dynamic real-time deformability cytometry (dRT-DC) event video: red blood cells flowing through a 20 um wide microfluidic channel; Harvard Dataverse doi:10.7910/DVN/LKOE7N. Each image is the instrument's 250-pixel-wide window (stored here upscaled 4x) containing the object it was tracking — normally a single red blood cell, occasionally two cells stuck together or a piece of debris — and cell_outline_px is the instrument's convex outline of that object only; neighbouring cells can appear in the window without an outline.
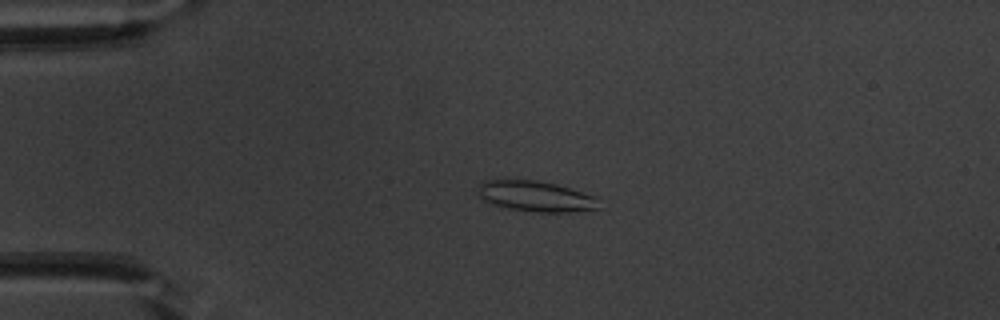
{"species": "common noctule bat (a hibernating species)", "species_latin": "Nyctalus noctula", "temperature_condition": "warm", "stored_images_in_passage": 53, "camera_frame_rate_fps": 3000, "um_per_image_px": 0.085, "animal": {"sex": "male", "body_mass_g": 20.1, "forearm_length_mm": 53.5}, "frame": {"image": 1, "passage_image": 12, "time_ms": 3.667, "image_size_px": [1000, 320], "cell_outline_px": [[600, 208], [572, 212], [540, 212], [508, 208], [492, 204], [484, 200], [476, 192], [480, 184], [484, 180], [536, 180], [556, 184], [596, 196]], "centroid_in_image_um": [45.54, 16.68], "position_along_channel_um": 39.5, "area_um2": 21.5}}
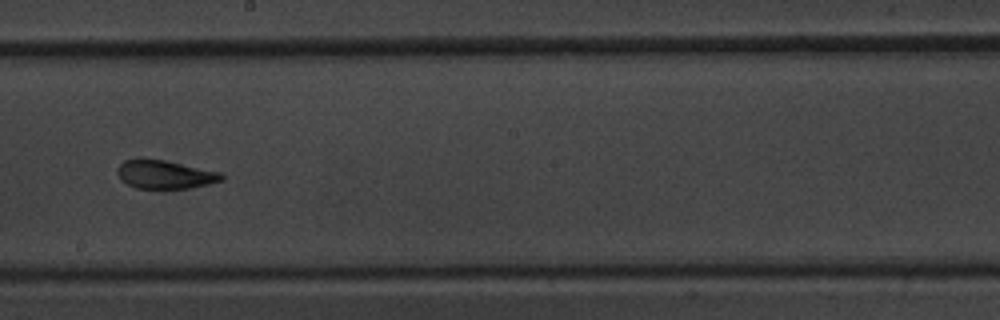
{"frame": {"image": 2, "passage_image": 30, "time_ms": 9.667, "image_size_px": [1000, 320], "cell_outline_px": [[224, 180], [208, 184], [188, 188], [136, 188], [120, 180], [116, 172], [116, 168], [124, 160], [136, 156], [144, 156], [224, 172]], "centroid_in_image_um": [13.98, 14.78], "position_along_channel_um": 234.2, "area_um2": 17.92}}
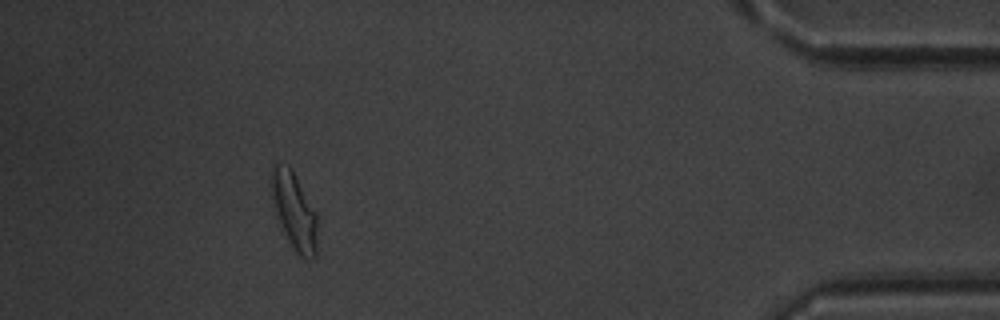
{"frame": {"image": 3, "passage_image": 48, "time_ms": 15.667, "image_size_px": [1000, 320], "cell_outline_px": [[316, 256], [312, 260], [304, 260], [292, 248], [284, 232], [268, 184], [272, 164], [288, 164], [292, 168], [316, 212]], "centroid_in_image_um": [25.0, 17.89], "position_along_channel_um": 410.2, "area_um2": 20.69}, "authors_computed_cell_mechanics": {"area_um2": 19.074, "velocity_mm_per_s": 3.7985, "shape_relaxation_time_tau1_ms": 7.1818, "shape_relaxation_time_tau2_ms": 1.91, "deformation_change_tau1": 0.1709, "deformation_change_tau2": 0.0905}}